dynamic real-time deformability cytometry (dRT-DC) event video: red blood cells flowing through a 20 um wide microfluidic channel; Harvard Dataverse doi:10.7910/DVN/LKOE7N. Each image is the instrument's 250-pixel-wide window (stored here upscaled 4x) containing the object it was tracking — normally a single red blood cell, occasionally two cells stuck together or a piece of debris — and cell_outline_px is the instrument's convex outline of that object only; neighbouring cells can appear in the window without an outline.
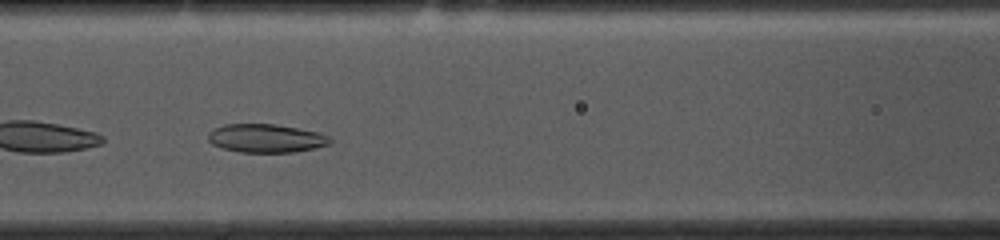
{"species": "common noctule bat (a hibernating species)", "species_latin": "Nyctalus noctula", "temperature_condition": "cold", "stored_images_in_passage": 39, "camera_frame_rate_fps": 3000, "um_per_image_px": 0.085, "animal": {"sex": "female", "body_mass_g": 10.0, "forearm_length_mm": 53.1}, "frame": {"image": 1, "passage_image": 17, "time_ms": 5.333, "image_size_px": [1000, 240], "cell_outline_px": [[332, 140], [328, 144], [312, 148], [292, 152], [240, 152], [220, 148], [212, 144], [208, 140], [208, 132], [212, 128], [224, 124], [276, 124], [320, 132], [328, 136]], "centroid_in_image_um": [22.55, 11.74], "position_along_channel_um": 144.0, "area_um2": 20.29}, "authors_computed_cell_mechanics": {"area_um2": 23.8714, "velocity_mm_per_s": 3.6277, "shape_relaxation_time_tau1_ms": null, "shape_relaxation_time_tau2_ms": 2.4386, "deformation_change_tau1": null, "deformation_change_tau2": 0.0602}}